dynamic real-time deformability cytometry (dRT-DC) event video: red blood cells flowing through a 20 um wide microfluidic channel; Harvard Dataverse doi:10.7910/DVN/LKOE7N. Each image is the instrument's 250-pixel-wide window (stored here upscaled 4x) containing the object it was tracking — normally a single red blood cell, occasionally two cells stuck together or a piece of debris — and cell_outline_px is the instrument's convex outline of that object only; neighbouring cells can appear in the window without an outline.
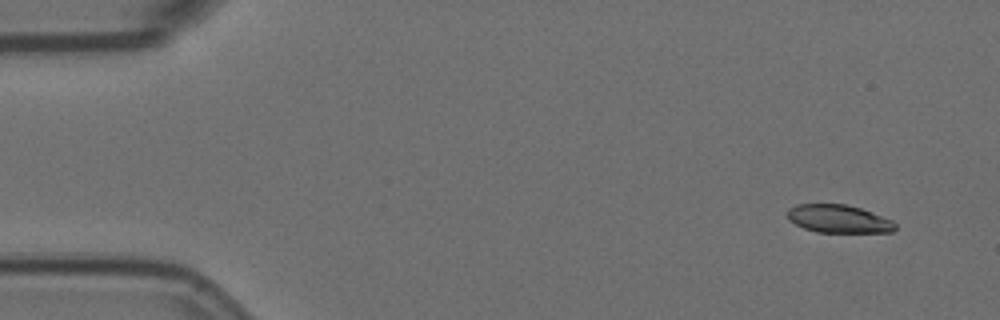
{"species": "Egyptian fruit bat (a non-hibernating species)", "species_latin": "Rousettus aegyptiacus", "temperature_condition": "room temperature", "stored_images_in_passage": 7, "camera_frame_rate_fps": 3000, "um_per_image_px": 0.085, "animal": {"sex": "female"}, "frame": {"image": 1, "passage_image": 1, "time_ms": 0.0, "image_size_px": [1000, 320], "cell_outline_px": [[896, 228], [892, 232], [816, 232], [804, 228], [788, 220], [788, 208], [796, 204], [844, 204], [860, 208], [872, 212], [892, 220], [896, 224]], "centroid_in_image_um": [71.27, 18.6], "position_along_channel_um": 13.7, "area_um2": 17.57}}
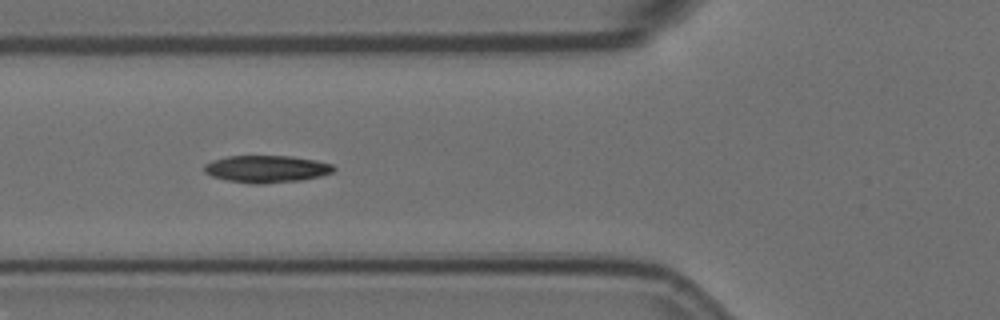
{"frame": {"image": 2, "passage_image": 6, "time_ms": 1.667, "image_size_px": [1000, 320], "cell_outline_px": [[336, 168], [332, 172], [320, 176], [300, 180], [264, 184], [256, 184], [228, 180], [212, 176], [204, 172], [204, 164], [212, 160], [228, 156], [292, 156], [316, 160], [332, 164]], "centroid_in_image_um": [22.65, 14.35], "position_along_channel_um": 103.1, "area_um2": 20.46}}
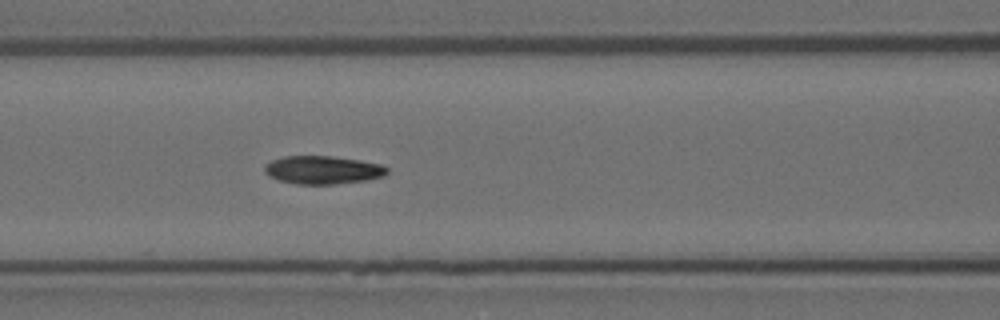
{"frame": {"image": 3, "passage_image": 7, "time_ms": 2.0, "image_size_px": [1000, 320], "cell_outline_px": [[388, 172], [384, 176], [368, 180], [336, 184], [296, 184], [280, 180], [268, 176], [264, 172], [264, 164], [272, 160], [284, 156], [332, 156], [360, 160], [380, 164], [388, 168]], "centroid_in_image_um": [27.43, 14.44], "position_along_channel_um": 139.2, "area_um2": 20.23}}